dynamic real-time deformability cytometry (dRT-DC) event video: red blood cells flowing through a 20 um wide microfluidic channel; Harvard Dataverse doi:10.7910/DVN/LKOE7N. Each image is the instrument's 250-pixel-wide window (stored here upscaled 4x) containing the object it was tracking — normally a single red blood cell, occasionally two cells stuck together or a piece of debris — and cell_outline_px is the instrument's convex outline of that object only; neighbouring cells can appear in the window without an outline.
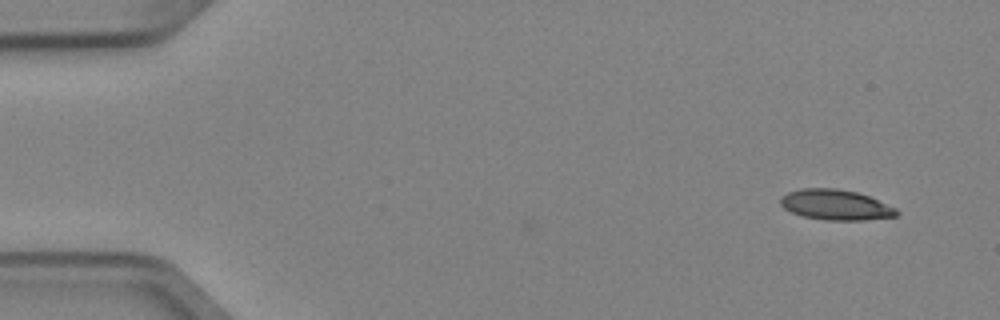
{"species": "Egyptian fruit bat (a non-hibernating species)", "species_latin": "Rousettus aegyptiacus", "temperature_condition": "cold", "stored_images_in_passage": 7, "camera_frame_rate_fps": 3000, "um_per_image_px": 0.085, "animal": {"sex": "female"}, "frame": {"image": 1, "passage_image": 1, "time_ms": 0.0, "image_size_px": [1000, 320], "cell_outline_px": [[900, 212], [896, 216], [864, 220], [824, 220], [804, 216], [792, 212], [784, 208], [780, 204], [780, 196], [788, 192], [804, 188], [836, 188], [856, 192], [868, 196], [896, 208]], "centroid_in_image_um": [71.02, 17.41], "position_along_channel_um": 14.0, "area_um2": 20.46}}
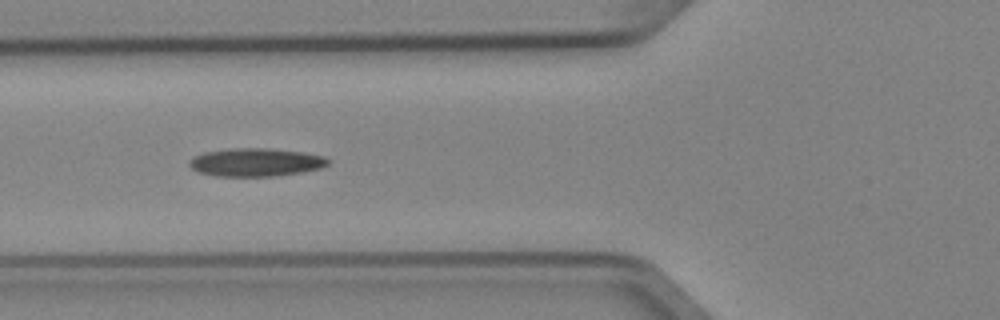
{"frame": {"image": 2, "passage_image": 5, "time_ms": 1.333, "image_size_px": [1000, 320], "cell_outline_px": [[328, 164], [320, 168], [300, 172], [276, 176], [216, 176], [200, 172], [192, 168], [188, 164], [188, 160], [192, 156], [204, 152], [232, 148], [268, 148], [300, 152], [324, 156], [328, 160]], "centroid_in_image_um": [21.69, 13.79], "position_along_channel_um": 104.1, "area_um2": 22.66}}
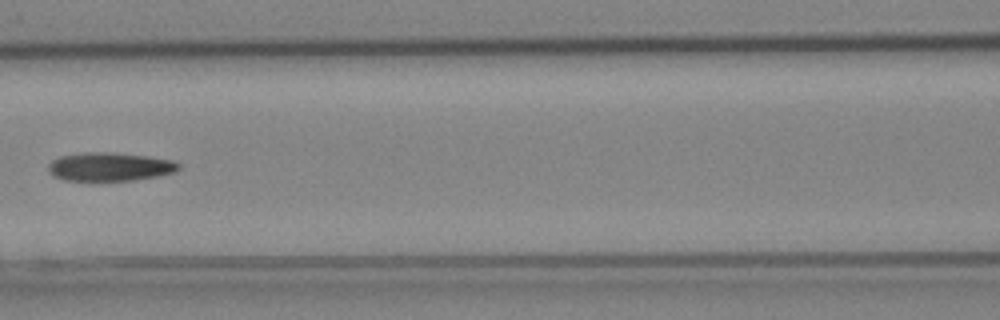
{"frame": {"image": 3, "passage_image": 6, "time_ms": 1.667, "image_size_px": [1000, 320], "cell_outline_px": [[180, 168], [176, 172], [156, 176], [132, 180], [64, 180], [52, 176], [48, 168], [48, 164], [52, 160], [60, 156], [84, 152], [112, 152], [148, 156], [176, 160], [180, 164]], "centroid_in_image_um": [9.35, 14.16], "position_along_channel_um": 157.2, "area_um2": 21.79}}